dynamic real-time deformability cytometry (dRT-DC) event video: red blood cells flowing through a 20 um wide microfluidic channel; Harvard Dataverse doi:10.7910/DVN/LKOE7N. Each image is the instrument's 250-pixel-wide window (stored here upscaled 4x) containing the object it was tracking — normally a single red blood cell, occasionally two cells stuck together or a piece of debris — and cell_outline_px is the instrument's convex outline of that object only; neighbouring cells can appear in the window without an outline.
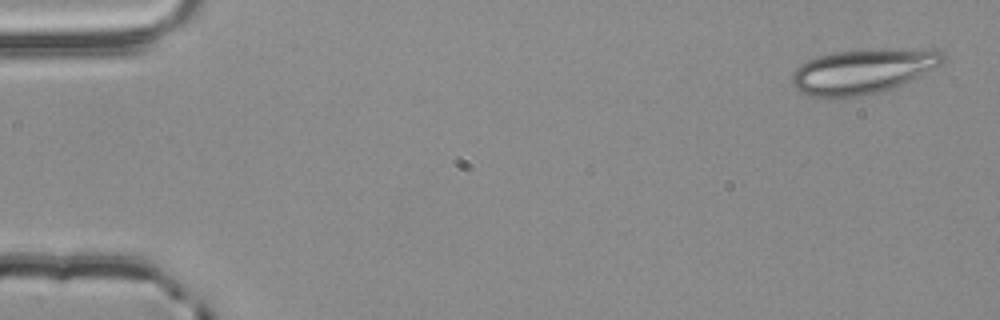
{"species": "common noctule bat (a hibernating species)", "species_latin": "Nyctalus noctula", "temperature_condition": "room temperature", "stored_images_in_passage": 4, "camera_frame_rate_fps": 3000, "um_per_image_px": 0.085, "animal": {"sex": "male", "body_mass_g": 20.4}, "frame": {"image": 1, "passage_image": 1, "time_ms": 0.0, "image_size_px": [1000, 320], "cell_outline_px": [[948, 56], [936, 68], [892, 88], [860, 96], [836, 100], [832, 100], [808, 96], [800, 92], [792, 84], [792, 72], [800, 64], [808, 60], [832, 52], [860, 48], [940, 48]], "centroid_in_image_um": [73.37, 6.04], "position_along_channel_um": 11.6, "area_um2": 40.75}}